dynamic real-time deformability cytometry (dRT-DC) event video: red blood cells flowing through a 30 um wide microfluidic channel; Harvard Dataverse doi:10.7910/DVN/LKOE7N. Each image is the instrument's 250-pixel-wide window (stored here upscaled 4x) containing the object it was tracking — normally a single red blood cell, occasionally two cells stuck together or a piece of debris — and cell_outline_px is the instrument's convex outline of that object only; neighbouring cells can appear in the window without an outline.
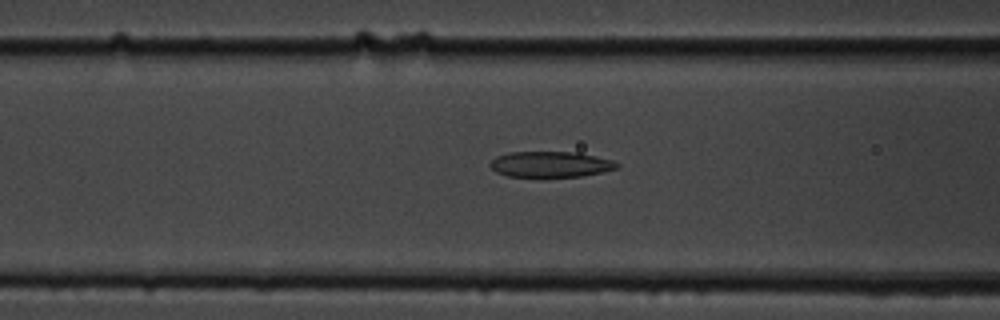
{"species": "common noctule bat (a hibernating species)", "species_latin": "Nyctalus noctula", "temperature_condition": "cold", "stored_images_in_passage": 48, "camera_frame_rate_fps": 3000, "um_per_image_px": 0.085, "animal": {"sex": "male", "body_mass_g": 19.5, "forearm_length_mm": 54.6}, "frame": {"image": 1, "passage_image": 15, "time_ms": 4.667, "image_size_px": [1000, 320], "cell_outline_px": [[620, 168], [604, 172], [580, 176], [544, 180], [540, 180], [508, 176], [496, 172], [488, 164], [496, 156], [508, 152], [580, 152], [612, 160], [620, 164]], "centroid_in_image_um": [46.79, 14.01], "position_along_channel_um": 119.8, "area_um2": 20.17}}
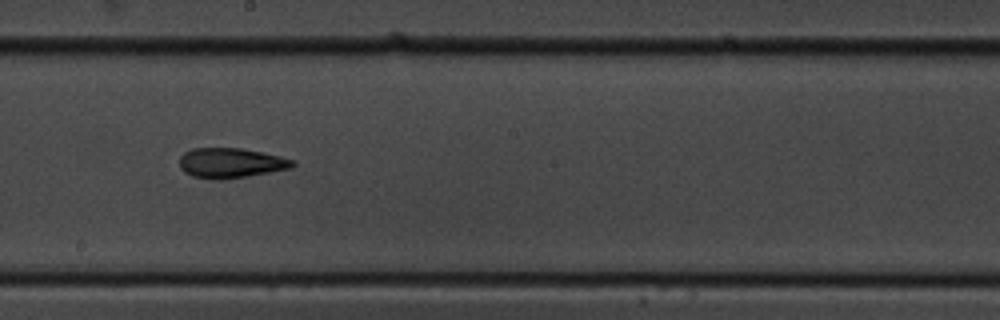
{"frame": {"image": 2, "passage_image": 24, "time_ms": 7.667, "image_size_px": [1000, 320], "cell_outline_px": [[296, 164], [292, 168], [248, 176], [220, 180], [212, 180], [192, 176], [184, 172], [180, 168], [180, 156], [184, 152], [192, 148], [240, 148], [280, 156], [296, 160]], "centroid_in_image_um": [19.61, 13.86], "position_along_channel_um": 228.6, "area_um2": 19.94}}
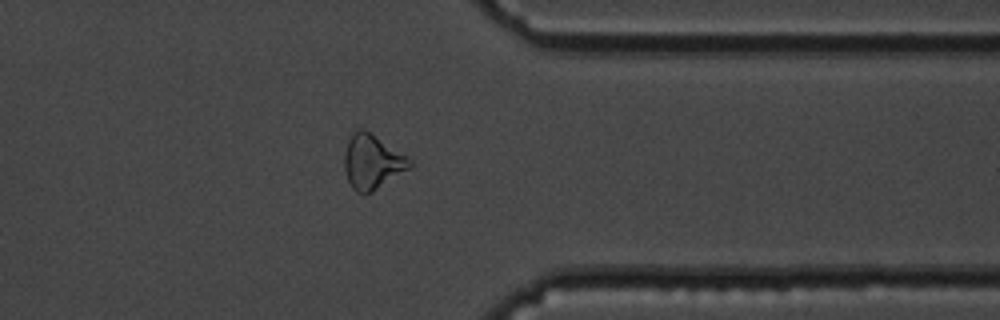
{"frame": {"image": 3, "passage_image": 37, "time_ms": 12.0, "image_size_px": [1000, 320], "cell_outline_px": [[412, 168], [372, 192], [356, 192], [352, 188], [348, 180], [344, 168], [344, 152], [348, 140], [352, 132], [356, 128], [364, 128], [412, 160]], "centroid_in_image_um": [31.63, 13.74], "position_along_channel_um": 379.8, "area_um2": 20.81}, "authors_computed_cell_mechanics": {"area_um2": 20.2878, "velocity_mm_per_s": 3.6308, "shape_relaxation_time_tau1_ms": null, "shape_relaxation_time_tau2_ms": 2.5356, "deformation_change_tau1": null, "deformation_change_tau2": 0.1206}}